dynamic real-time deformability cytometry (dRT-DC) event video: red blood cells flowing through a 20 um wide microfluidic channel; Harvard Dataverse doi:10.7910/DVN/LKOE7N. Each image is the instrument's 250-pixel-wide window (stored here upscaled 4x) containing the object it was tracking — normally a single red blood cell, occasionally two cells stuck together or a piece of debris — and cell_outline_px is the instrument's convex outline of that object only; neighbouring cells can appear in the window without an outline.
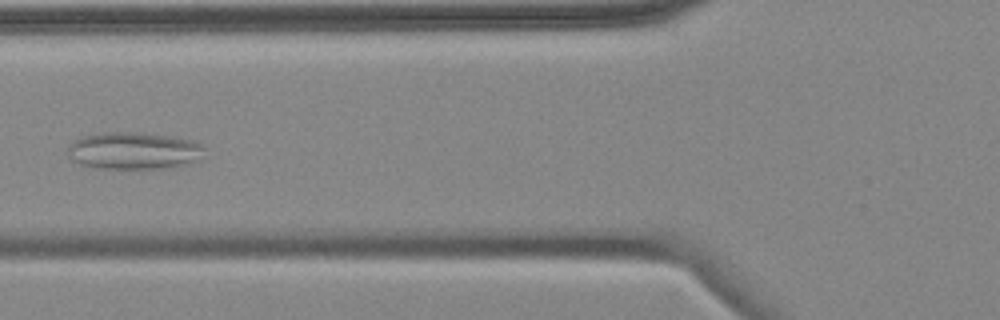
{"species": "common noctule bat (a hibernating species)", "species_latin": "Nyctalus noctula", "temperature_condition": "cold", "stored_images_in_passage": 7, "camera_frame_rate_fps": 3000, "um_per_image_px": 0.085, "animal": {"sex": "female", "body_mass_g": 18.4}, "frame": {"image": 1, "passage_image": 6, "time_ms": 6.0, "image_size_px": [1000, 320], "cell_outline_px": [[204, 148], [196, 160], [188, 164], [176, 168], [96, 168], [80, 164], [72, 160], [68, 156], [68, 148], [76, 140], [84, 136], [104, 132], [136, 132], [188, 140], [204, 144]], "centroid_in_image_um": [11.35, 12.83], "position_along_channel_um": 114.5, "area_um2": 29.19}}